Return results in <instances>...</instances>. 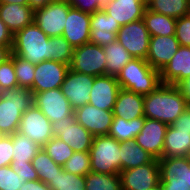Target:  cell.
I'll list each match as a JSON object with an SVG mask.
<instances>
[{"label": "cell", "mask_w": 190, "mask_h": 190, "mask_svg": "<svg viewBox=\"0 0 190 190\" xmlns=\"http://www.w3.org/2000/svg\"><path fill=\"white\" fill-rule=\"evenodd\" d=\"M188 104L175 85L160 84L144 96V116L171 125L187 110Z\"/></svg>", "instance_id": "cell-1"}, {"label": "cell", "mask_w": 190, "mask_h": 190, "mask_svg": "<svg viewBox=\"0 0 190 190\" xmlns=\"http://www.w3.org/2000/svg\"><path fill=\"white\" fill-rule=\"evenodd\" d=\"M12 53L37 65L50 60V37L33 21L13 36Z\"/></svg>", "instance_id": "cell-2"}, {"label": "cell", "mask_w": 190, "mask_h": 190, "mask_svg": "<svg viewBox=\"0 0 190 190\" xmlns=\"http://www.w3.org/2000/svg\"><path fill=\"white\" fill-rule=\"evenodd\" d=\"M124 90L148 95L160 84V71L153 69L146 59L132 58L116 76Z\"/></svg>", "instance_id": "cell-3"}, {"label": "cell", "mask_w": 190, "mask_h": 190, "mask_svg": "<svg viewBox=\"0 0 190 190\" xmlns=\"http://www.w3.org/2000/svg\"><path fill=\"white\" fill-rule=\"evenodd\" d=\"M0 101V132L11 135L18 131L22 114L33 103V93L26 87L3 90Z\"/></svg>", "instance_id": "cell-4"}, {"label": "cell", "mask_w": 190, "mask_h": 190, "mask_svg": "<svg viewBox=\"0 0 190 190\" xmlns=\"http://www.w3.org/2000/svg\"><path fill=\"white\" fill-rule=\"evenodd\" d=\"M91 171L102 174L121 172L120 142L108 135L94 136L89 150Z\"/></svg>", "instance_id": "cell-5"}, {"label": "cell", "mask_w": 190, "mask_h": 190, "mask_svg": "<svg viewBox=\"0 0 190 190\" xmlns=\"http://www.w3.org/2000/svg\"><path fill=\"white\" fill-rule=\"evenodd\" d=\"M69 68L93 77L106 75V58L103 47L89 42L74 48Z\"/></svg>", "instance_id": "cell-6"}, {"label": "cell", "mask_w": 190, "mask_h": 190, "mask_svg": "<svg viewBox=\"0 0 190 190\" xmlns=\"http://www.w3.org/2000/svg\"><path fill=\"white\" fill-rule=\"evenodd\" d=\"M52 132L67 143L74 152H89L94 136L81 124L76 122L74 112L64 119L52 124Z\"/></svg>", "instance_id": "cell-7"}, {"label": "cell", "mask_w": 190, "mask_h": 190, "mask_svg": "<svg viewBox=\"0 0 190 190\" xmlns=\"http://www.w3.org/2000/svg\"><path fill=\"white\" fill-rule=\"evenodd\" d=\"M71 5L68 2H50L34 10L33 21L48 36H62Z\"/></svg>", "instance_id": "cell-8"}, {"label": "cell", "mask_w": 190, "mask_h": 190, "mask_svg": "<svg viewBox=\"0 0 190 190\" xmlns=\"http://www.w3.org/2000/svg\"><path fill=\"white\" fill-rule=\"evenodd\" d=\"M150 34L142 19L121 26L117 41L122 44L133 58L146 59Z\"/></svg>", "instance_id": "cell-9"}, {"label": "cell", "mask_w": 190, "mask_h": 190, "mask_svg": "<svg viewBox=\"0 0 190 190\" xmlns=\"http://www.w3.org/2000/svg\"><path fill=\"white\" fill-rule=\"evenodd\" d=\"M18 132L41 147L54 137L51 121L34 104L22 114Z\"/></svg>", "instance_id": "cell-10"}, {"label": "cell", "mask_w": 190, "mask_h": 190, "mask_svg": "<svg viewBox=\"0 0 190 190\" xmlns=\"http://www.w3.org/2000/svg\"><path fill=\"white\" fill-rule=\"evenodd\" d=\"M121 190H146L160 182L158 159L135 168L121 171Z\"/></svg>", "instance_id": "cell-11"}, {"label": "cell", "mask_w": 190, "mask_h": 190, "mask_svg": "<svg viewBox=\"0 0 190 190\" xmlns=\"http://www.w3.org/2000/svg\"><path fill=\"white\" fill-rule=\"evenodd\" d=\"M33 103L52 124L69 117L74 112L61 88L33 94Z\"/></svg>", "instance_id": "cell-12"}, {"label": "cell", "mask_w": 190, "mask_h": 190, "mask_svg": "<svg viewBox=\"0 0 190 190\" xmlns=\"http://www.w3.org/2000/svg\"><path fill=\"white\" fill-rule=\"evenodd\" d=\"M95 77L75 72L69 68L61 85L63 95L73 110L90 102V90Z\"/></svg>", "instance_id": "cell-13"}, {"label": "cell", "mask_w": 190, "mask_h": 190, "mask_svg": "<svg viewBox=\"0 0 190 190\" xmlns=\"http://www.w3.org/2000/svg\"><path fill=\"white\" fill-rule=\"evenodd\" d=\"M68 70L69 65L53 60H46L35 65L34 81L30 91L35 94L61 88Z\"/></svg>", "instance_id": "cell-14"}, {"label": "cell", "mask_w": 190, "mask_h": 190, "mask_svg": "<svg viewBox=\"0 0 190 190\" xmlns=\"http://www.w3.org/2000/svg\"><path fill=\"white\" fill-rule=\"evenodd\" d=\"M76 122L81 124L93 136L108 135L113 122V111L96 108L85 104L74 110Z\"/></svg>", "instance_id": "cell-15"}, {"label": "cell", "mask_w": 190, "mask_h": 190, "mask_svg": "<svg viewBox=\"0 0 190 190\" xmlns=\"http://www.w3.org/2000/svg\"><path fill=\"white\" fill-rule=\"evenodd\" d=\"M168 126L164 122L146 118L143 128L134 141L154 158L160 159L163 155L164 139Z\"/></svg>", "instance_id": "cell-16"}, {"label": "cell", "mask_w": 190, "mask_h": 190, "mask_svg": "<svg viewBox=\"0 0 190 190\" xmlns=\"http://www.w3.org/2000/svg\"><path fill=\"white\" fill-rule=\"evenodd\" d=\"M91 14L71 7L66 18L62 36L73 46L89 43Z\"/></svg>", "instance_id": "cell-17"}, {"label": "cell", "mask_w": 190, "mask_h": 190, "mask_svg": "<svg viewBox=\"0 0 190 190\" xmlns=\"http://www.w3.org/2000/svg\"><path fill=\"white\" fill-rule=\"evenodd\" d=\"M116 76H96L90 90V102L96 108L113 111L119 90Z\"/></svg>", "instance_id": "cell-18"}, {"label": "cell", "mask_w": 190, "mask_h": 190, "mask_svg": "<svg viewBox=\"0 0 190 190\" xmlns=\"http://www.w3.org/2000/svg\"><path fill=\"white\" fill-rule=\"evenodd\" d=\"M121 26L112 19L111 15L99 10L91 14L90 40L92 44L105 47L117 40V33Z\"/></svg>", "instance_id": "cell-19"}, {"label": "cell", "mask_w": 190, "mask_h": 190, "mask_svg": "<svg viewBox=\"0 0 190 190\" xmlns=\"http://www.w3.org/2000/svg\"><path fill=\"white\" fill-rule=\"evenodd\" d=\"M175 35L151 36L146 61L153 69L161 71L179 48Z\"/></svg>", "instance_id": "cell-20"}, {"label": "cell", "mask_w": 190, "mask_h": 190, "mask_svg": "<svg viewBox=\"0 0 190 190\" xmlns=\"http://www.w3.org/2000/svg\"><path fill=\"white\" fill-rule=\"evenodd\" d=\"M102 9L123 26L142 19L147 7L140 0H109Z\"/></svg>", "instance_id": "cell-21"}, {"label": "cell", "mask_w": 190, "mask_h": 190, "mask_svg": "<svg viewBox=\"0 0 190 190\" xmlns=\"http://www.w3.org/2000/svg\"><path fill=\"white\" fill-rule=\"evenodd\" d=\"M190 75V47L179 46L172 59L160 71L162 84L176 85Z\"/></svg>", "instance_id": "cell-22"}, {"label": "cell", "mask_w": 190, "mask_h": 190, "mask_svg": "<svg viewBox=\"0 0 190 190\" xmlns=\"http://www.w3.org/2000/svg\"><path fill=\"white\" fill-rule=\"evenodd\" d=\"M160 182L190 183V156L158 159Z\"/></svg>", "instance_id": "cell-23"}, {"label": "cell", "mask_w": 190, "mask_h": 190, "mask_svg": "<svg viewBox=\"0 0 190 190\" xmlns=\"http://www.w3.org/2000/svg\"><path fill=\"white\" fill-rule=\"evenodd\" d=\"M34 10L29 4L0 3V19L15 34L33 22Z\"/></svg>", "instance_id": "cell-24"}, {"label": "cell", "mask_w": 190, "mask_h": 190, "mask_svg": "<svg viewBox=\"0 0 190 190\" xmlns=\"http://www.w3.org/2000/svg\"><path fill=\"white\" fill-rule=\"evenodd\" d=\"M144 96L129 90L120 89L113 108L114 117L132 120L144 116Z\"/></svg>", "instance_id": "cell-25"}, {"label": "cell", "mask_w": 190, "mask_h": 190, "mask_svg": "<svg viewBox=\"0 0 190 190\" xmlns=\"http://www.w3.org/2000/svg\"><path fill=\"white\" fill-rule=\"evenodd\" d=\"M190 156V131L177 130L169 125L165 134L162 157Z\"/></svg>", "instance_id": "cell-26"}, {"label": "cell", "mask_w": 190, "mask_h": 190, "mask_svg": "<svg viewBox=\"0 0 190 190\" xmlns=\"http://www.w3.org/2000/svg\"><path fill=\"white\" fill-rule=\"evenodd\" d=\"M153 159L154 157L134 140L120 143L121 171L145 165Z\"/></svg>", "instance_id": "cell-27"}, {"label": "cell", "mask_w": 190, "mask_h": 190, "mask_svg": "<svg viewBox=\"0 0 190 190\" xmlns=\"http://www.w3.org/2000/svg\"><path fill=\"white\" fill-rule=\"evenodd\" d=\"M145 119V116L132 120L114 117L108 136L115 138L120 143L134 140L143 128Z\"/></svg>", "instance_id": "cell-28"}, {"label": "cell", "mask_w": 190, "mask_h": 190, "mask_svg": "<svg viewBox=\"0 0 190 190\" xmlns=\"http://www.w3.org/2000/svg\"><path fill=\"white\" fill-rule=\"evenodd\" d=\"M142 20L150 36L175 35L177 19L173 17L153 12L147 8L144 12Z\"/></svg>", "instance_id": "cell-29"}, {"label": "cell", "mask_w": 190, "mask_h": 190, "mask_svg": "<svg viewBox=\"0 0 190 190\" xmlns=\"http://www.w3.org/2000/svg\"><path fill=\"white\" fill-rule=\"evenodd\" d=\"M106 58V75L117 76L121 69L133 58L117 40L103 47Z\"/></svg>", "instance_id": "cell-30"}, {"label": "cell", "mask_w": 190, "mask_h": 190, "mask_svg": "<svg viewBox=\"0 0 190 190\" xmlns=\"http://www.w3.org/2000/svg\"><path fill=\"white\" fill-rule=\"evenodd\" d=\"M11 136L13 141L12 163H31L41 146L18 131Z\"/></svg>", "instance_id": "cell-31"}, {"label": "cell", "mask_w": 190, "mask_h": 190, "mask_svg": "<svg viewBox=\"0 0 190 190\" xmlns=\"http://www.w3.org/2000/svg\"><path fill=\"white\" fill-rule=\"evenodd\" d=\"M149 10L175 19L190 14V0H153Z\"/></svg>", "instance_id": "cell-32"}, {"label": "cell", "mask_w": 190, "mask_h": 190, "mask_svg": "<svg viewBox=\"0 0 190 190\" xmlns=\"http://www.w3.org/2000/svg\"><path fill=\"white\" fill-rule=\"evenodd\" d=\"M31 163L38 173L39 180L46 184L50 180H53L58 174V171L63 168L61 165L56 164L42 147L32 159Z\"/></svg>", "instance_id": "cell-33"}, {"label": "cell", "mask_w": 190, "mask_h": 190, "mask_svg": "<svg viewBox=\"0 0 190 190\" xmlns=\"http://www.w3.org/2000/svg\"><path fill=\"white\" fill-rule=\"evenodd\" d=\"M85 190H121L120 174H102L90 171L85 176Z\"/></svg>", "instance_id": "cell-34"}, {"label": "cell", "mask_w": 190, "mask_h": 190, "mask_svg": "<svg viewBox=\"0 0 190 190\" xmlns=\"http://www.w3.org/2000/svg\"><path fill=\"white\" fill-rule=\"evenodd\" d=\"M48 185L51 190H85V176L66 172L62 168Z\"/></svg>", "instance_id": "cell-35"}, {"label": "cell", "mask_w": 190, "mask_h": 190, "mask_svg": "<svg viewBox=\"0 0 190 190\" xmlns=\"http://www.w3.org/2000/svg\"><path fill=\"white\" fill-rule=\"evenodd\" d=\"M73 51V46L63 36L50 37V60L70 66Z\"/></svg>", "instance_id": "cell-36"}, {"label": "cell", "mask_w": 190, "mask_h": 190, "mask_svg": "<svg viewBox=\"0 0 190 190\" xmlns=\"http://www.w3.org/2000/svg\"><path fill=\"white\" fill-rule=\"evenodd\" d=\"M42 148L56 164L61 166L74 153V150L57 136L52 137Z\"/></svg>", "instance_id": "cell-37"}, {"label": "cell", "mask_w": 190, "mask_h": 190, "mask_svg": "<svg viewBox=\"0 0 190 190\" xmlns=\"http://www.w3.org/2000/svg\"><path fill=\"white\" fill-rule=\"evenodd\" d=\"M10 58L13 60L18 87L30 89L33 86L35 65L13 53Z\"/></svg>", "instance_id": "cell-38"}, {"label": "cell", "mask_w": 190, "mask_h": 190, "mask_svg": "<svg viewBox=\"0 0 190 190\" xmlns=\"http://www.w3.org/2000/svg\"><path fill=\"white\" fill-rule=\"evenodd\" d=\"M62 167L66 172L86 176L91 171L89 152H74Z\"/></svg>", "instance_id": "cell-39"}, {"label": "cell", "mask_w": 190, "mask_h": 190, "mask_svg": "<svg viewBox=\"0 0 190 190\" xmlns=\"http://www.w3.org/2000/svg\"><path fill=\"white\" fill-rule=\"evenodd\" d=\"M18 87L13 60L8 58L0 64V92Z\"/></svg>", "instance_id": "cell-40"}, {"label": "cell", "mask_w": 190, "mask_h": 190, "mask_svg": "<svg viewBox=\"0 0 190 190\" xmlns=\"http://www.w3.org/2000/svg\"><path fill=\"white\" fill-rule=\"evenodd\" d=\"M24 182L11 166L0 167V190H19Z\"/></svg>", "instance_id": "cell-41"}, {"label": "cell", "mask_w": 190, "mask_h": 190, "mask_svg": "<svg viewBox=\"0 0 190 190\" xmlns=\"http://www.w3.org/2000/svg\"><path fill=\"white\" fill-rule=\"evenodd\" d=\"M175 37L179 45L190 47V14L177 19Z\"/></svg>", "instance_id": "cell-42"}, {"label": "cell", "mask_w": 190, "mask_h": 190, "mask_svg": "<svg viewBox=\"0 0 190 190\" xmlns=\"http://www.w3.org/2000/svg\"><path fill=\"white\" fill-rule=\"evenodd\" d=\"M109 0H68L71 7L79 9L85 13L93 14L96 11L102 10L103 6Z\"/></svg>", "instance_id": "cell-43"}, {"label": "cell", "mask_w": 190, "mask_h": 190, "mask_svg": "<svg viewBox=\"0 0 190 190\" xmlns=\"http://www.w3.org/2000/svg\"><path fill=\"white\" fill-rule=\"evenodd\" d=\"M13 157V141L11 135H4L0 139V167L10 166Z\"/></svg>", "instance_id": "cell-44"}, {"label": "cell", "mask_w": 190, "mask_h": 190, "mask_svg": "<svg viewBox=\"0 0 190 190\" xmlns=\"http://www.w3.org/2000/svg\"><path fill=\"white\" fill-rule=\"evenodd\" d=\"M12 169L18 174V177L26 181L39 180L37 171L32 166V163H11Z\"/></svg>", "instance_id": "cell-45"}, {"label": "cell", "mask_w": 190, "mask_h": 190, "mask_svg": "<svg viewBox=\"0 0 190 190\" xmlns=\"http://www.w3.org/2000/svg\"><path fill=\"white\" fill-rule=\"evenodd\" d=\"M171 125L177 130L190 131V105Z\"/></svg>", "instance_id": "cell-46"}, {"label": "cell", "mask_w": 190, "mask_h": 190, "mask_svg": "<svg viewBox=\"0 0 190 190\" xmlns=\"http://www.w3.org/2000/svg\"><path fill=\"white\" fill-rule=\"evenodd\" d=\"M14 34L8 29L4 22L0 19V46H13Z\"/></svg>", "instance_id": "cell-47"}, {"label": "cell", "mask_w": 190, "mask_h": 190, "mask_svg": "<svg viewBox=\"0 0 190 190\" xmlns=\"http://www.w3.org/2000/svg\"><path fill=\"white\" fill-rule=\"evenodd\" d=\"M177 89L180 91V94L185 98L188 106L190 105V75L181 80L179 83L175 85Z\"/></svg>", "instance_id": "cell-48"}, {"label": "cell", "mask_w": 190, "mask_h": 190, "mask_svg": "<svg viewBox=\"0 0 190 190\" xmlns=\"http://www.w3.org/2000/svg\"><path fill=\"white\" fill-rule=\"evenodd\" d=\"M19 190H51V188L41 180H36L24 182Z\"/></svg>", "instance_id": "cell-49"}, {"label": "cell", "mask_w": 190, "mask_h": 190, "mask_svg": "<svg viewBox=\"0 0 190 190\" xmlns=\"http://www.w3.org/2000/svg\"><path fill=\"white\" fill-rule=\"evenodd\" d=\"M163 190H190V183L160 182Z\"/></svg>", "instance_id": "cell-50"}, {"label": "cell", "mask_w": 190, "mask_h": 190, "mask_svg": "<svg viewBox=\"0 0 190 190\" xmlns=\"http://www.w3.org/2000/svg\"><path fill=\"white\" fill-rule=\"evenodd\" d=\"M50 2H68V0H28V4L33 10L42 8Z\"/></svg>", "instance_id": "cell-51"}, {"label": "cell", "mask_w": 190, "mask_h": 190, "mask_svg": "<svg viewBox=\"0 0 190 190\" xmlns=\"http://www.w3.org/2000/svg\"><path fill=\"white\" fill-rule=\"evenodd\" d=\"M12 47L0 46V64L5 62L12 53Z\"/></svg>", "instance_id": "cell-52"}, {"label": "cell", "mask_w": 190, "mask_h": 190, "mask_svg": "<svg viewBox=\"0 0 190 190\" xmlns=\"http://www.w3.org/2000/svg\"><path fill=\"white\" fill-rule=\"evenodd\" d=\"M0 3L26 5L28 4V0H0Z\"/></svg>", "instance_id": "cell-53"}, {"label": "cell", "mask_w": 190, "mask_h": 190, "mask_svg": "<svg viewBox=\"0 0 190 190\" xmlns=\"http://www.w3.org/2000/svg\"><path fill=\"white\" fill-rule=\"evenodd\" d=\"M146 190H163V187H162L161 183L159 182L156 186L151 187V188L146 189Z\"/></svg>", "instance_id": "cell-54"}, {"label": "cell", "mask_w": 190, "mask_h": 190, "mask_svg": "<svg viewBox=\"0 0 190 190\" xmlns=\"http://www.w3.org/2000/svg\"><path fill=\"white\" fill-rule=\"evenodd\" d=\"M146 7L149 6V4L153 1V0H140Z\"/></svg>", "instance_id": "cell-55"}, {"label": "cell", "mask_w": 190, "mask_h": 190, "mask_svg": "<svg viewBox=\"0 0 190 190\" xmlns=\"http://www.w3.org/2000/svg\"><path fill=\"white\" fill-rule=\"evenodd\" d=\"M4 136V134L2 132H0V139Z\"/></svg>", "instance_id": "cell-56"}]
</instances>
